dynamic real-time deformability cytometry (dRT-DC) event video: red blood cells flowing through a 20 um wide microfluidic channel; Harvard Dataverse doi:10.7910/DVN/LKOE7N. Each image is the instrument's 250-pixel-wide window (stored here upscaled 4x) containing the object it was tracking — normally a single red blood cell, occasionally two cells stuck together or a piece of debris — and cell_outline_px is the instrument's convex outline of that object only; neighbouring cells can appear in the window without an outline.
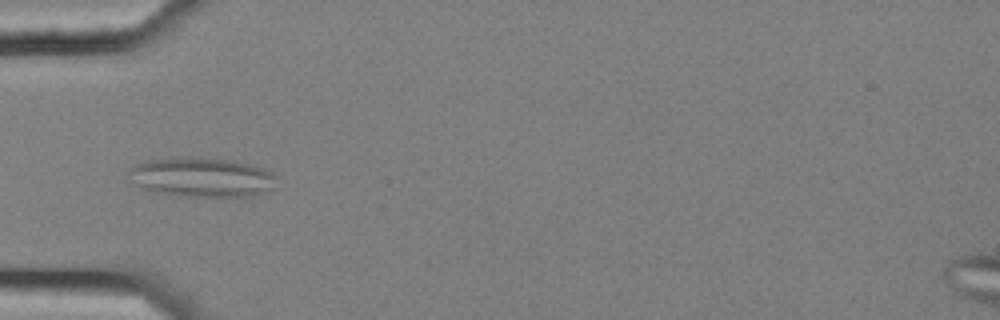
{"species": "common noctule bat (a hibernating species)", "species_latin": "Nyctalus noctula", "temperature_condition": "cold", "stored_images_in_passage": 8, "camera_frame_rate_fps": 3000, "um_per_image_px": 0.085, "animal": {"sex": "female", "body_mass_g": 25.1}, "frame": {"image": 1, "passage_image": 4, "time_ms": 1.0, "image_size_px": [1000, 320], "cell_outline_px": [[276, 188], [252, 196], [188, 196], [160, 192], [136, 184], [128, 172], [136, 164], [148, 160], [172, 156], [236, 160], [256, 164], [272, 172], [276, 176]], "centroid_in_image_um": [17.27, 15.03], "position_along_channel_um": 67.7, "area_um2": 33.99}}
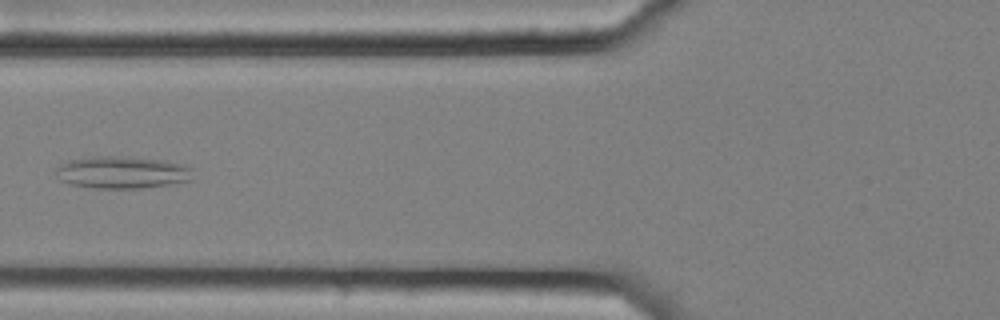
{"frame": {"image": 2, "passage_image": 5, "time_ms": 1.333, "image_size_px": [1000, 320], "cell_outline_px": [[192, 180], [168, 184], [140, 188], [96, 188], [68, 184], [60, 180], [56, 176], [56, 168], [60, 164], [72, 160], [104, 156], [112, 156], [164, 160], [184, 164], [192, 168]], "centroid_in_image_um": [10.39, 14.66], "position_along_channel_um": 115.4, "area_um2": 25.49}}